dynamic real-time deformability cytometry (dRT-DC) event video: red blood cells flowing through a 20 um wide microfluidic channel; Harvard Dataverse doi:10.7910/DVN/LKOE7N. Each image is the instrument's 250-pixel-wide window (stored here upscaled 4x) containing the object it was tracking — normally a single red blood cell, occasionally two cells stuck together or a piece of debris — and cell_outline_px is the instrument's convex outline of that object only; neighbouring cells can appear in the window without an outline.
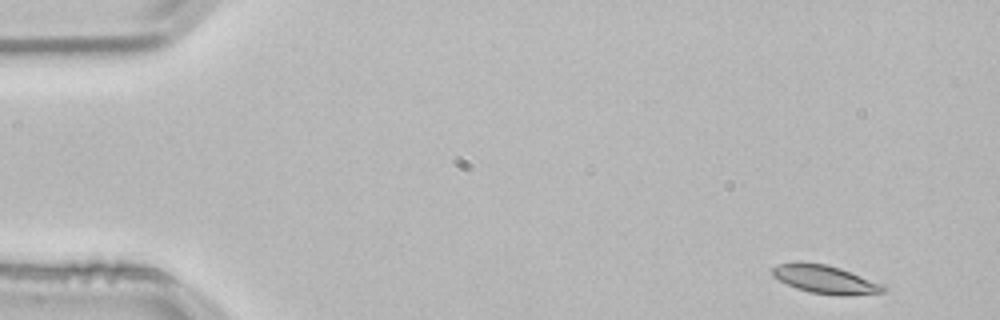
{"species": "common noctule bat (a hibernating species)", "species_latin": "Nyctalus noctula", "temperature_condition": "room temperature", "stored_images_in_passage": 50, "camera_frame_rate_fps": 3000, "um_per_image_px": 0.085, "animal": {"sex": "male", "body_mass_g": 21.5, "forearm_length_mm": 52.0}, "frame": {"image": 1, "passage_image": 1, "time_ms": 0.0, "image_size_px": [1000, 320], "cell_outline_px": [[884, 292], [808, 292], [796, 288], [772, 276], [772, 268], [776, 264], [796, 260], [800, 260], [828, 264], [840, 268], [884, 284]], "centroid_in_image_um": [69.97, 23.63], "position_along_channel_um": 15.0, "area_um2": 17.51}}
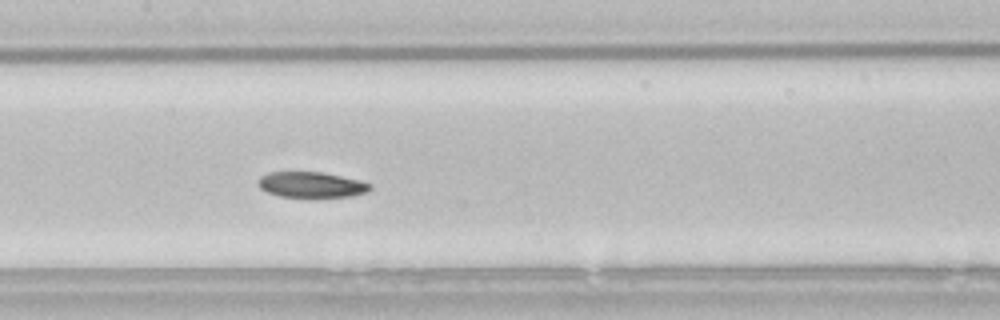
{"frame": {"image": 2, "passage_image": 23, "time_ms": 7.333, "image_size_px": [1000, 320], "cell_outline_px": [[372, 188], [368, 192], [352, 196], [312, 200], [280, 196], [268, 192], [260, 188], [256, 184], [256, 180], [260, 176], [268, 172], [324, 172], [360, 180], [372, 184]], "centroid_in_image_um": [26.48, 15.74], "position_along_channel_um": 180.9, "area_um2": 17.74}}
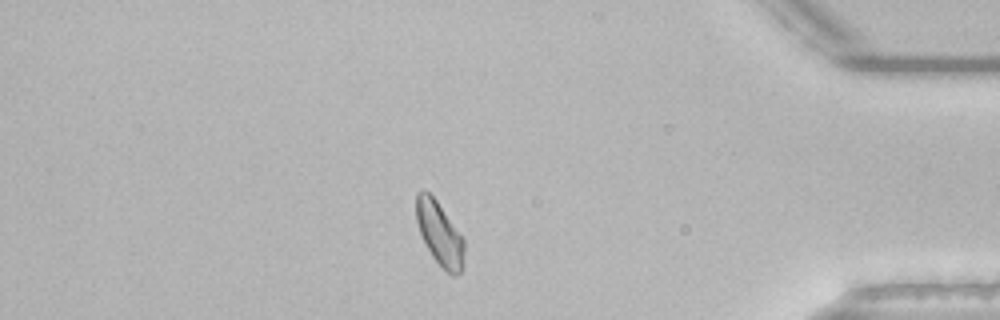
{"frame": {"image": 3, "passage_image": 43, "time_ms": 14.0, "image_size_px": [1000, 320], "cell_outline_px": [[464, 264], [460, 272], [456, 276], [452, 276], [432, 256], [420, 232], [416, 220], [416, 192], [424, 188], [436, 200], [464, 240]], "centroid_in_image_um": [37.36, 19.84], "position_along_channel_um": 397.8, "area_um2": 17.46}, "authors_computed_cell_mechanics": {"area_um2": 17.9758, "velocity_mm_per_s": 3.798, "shape_relaxation_time_tau1_ms": 4.3647, "shape_relaxation_time_tau2_ms": null, "deformation_change_tau1": 0.1091, "deformation_change_tau2": null}}